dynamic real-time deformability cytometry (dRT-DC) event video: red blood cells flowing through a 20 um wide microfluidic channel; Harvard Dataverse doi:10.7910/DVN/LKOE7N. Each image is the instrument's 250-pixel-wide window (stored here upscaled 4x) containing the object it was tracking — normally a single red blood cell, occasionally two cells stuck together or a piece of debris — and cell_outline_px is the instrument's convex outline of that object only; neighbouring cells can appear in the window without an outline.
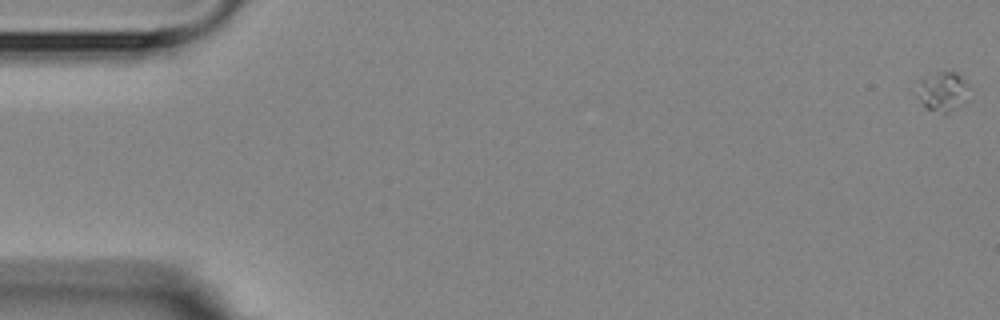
{"species": "Egyptian fruit bat (a non-hibernating species)", "species_latin": "Rousettus aegyptiacus", "temperature_condition": "room temperature", "stored_images_in_passage": 6, "camera_frame_rate_fps": 3000, "um_per_image_px": 0.085, "animal": {"sex": "female"}, "frame": {"image": 1, "passage_image": 1, "time_ms": 0.0, "image_size_px": [1000, 320], "cell_outline_px": [[972, 100], [944, 116], [924, 108], [920, 80], [940, 72], [956, 72], [968, 84]], "centroid_in_image_um": [80.31, 7.87], "position_along_channel_um": 4.7, "area_um2": 12.02}}
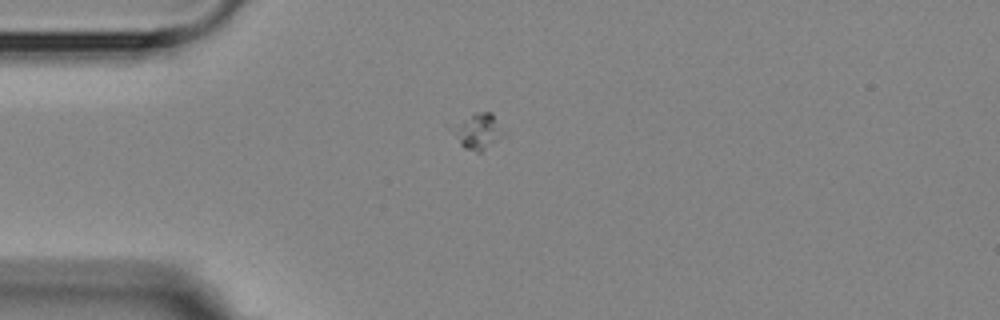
{"frame": {"image": 2, "passage_image": 5, "time_ms": 4.667, "image_size_px": [1000, 320], "cell_outline_px": [[500, 136], [480, 152], [476, 152], [464, 148], [460, 144], [448, 128], [448, 124], [472, 112], [492, 112], [500, 132]], "centroid_in_image_um": [40.41, 11.1], "position_along_channel_um": 44.6, "area_um2": 10.52}}
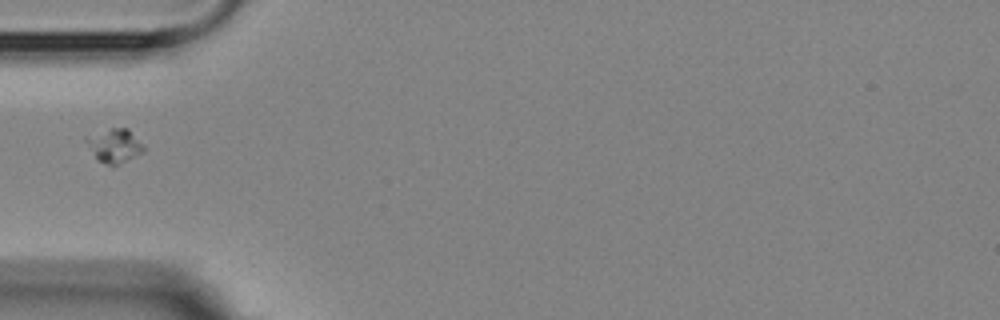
{"frame": {"image": 3, "passage_image": 6, "time_ms": 6.0, "image_size_px": [1000, 320], "cell_outline_px": [[144, 152], [116, 164], [108, 164], [100, 160], [96, 156], [84, 140], [84, 136], [112, 128], [128, 128], [144, 148]], "centroid_in_image_um": [9.71, 12.34], "position_along_channel_um": 75.3, "area_um2": 10.75}}